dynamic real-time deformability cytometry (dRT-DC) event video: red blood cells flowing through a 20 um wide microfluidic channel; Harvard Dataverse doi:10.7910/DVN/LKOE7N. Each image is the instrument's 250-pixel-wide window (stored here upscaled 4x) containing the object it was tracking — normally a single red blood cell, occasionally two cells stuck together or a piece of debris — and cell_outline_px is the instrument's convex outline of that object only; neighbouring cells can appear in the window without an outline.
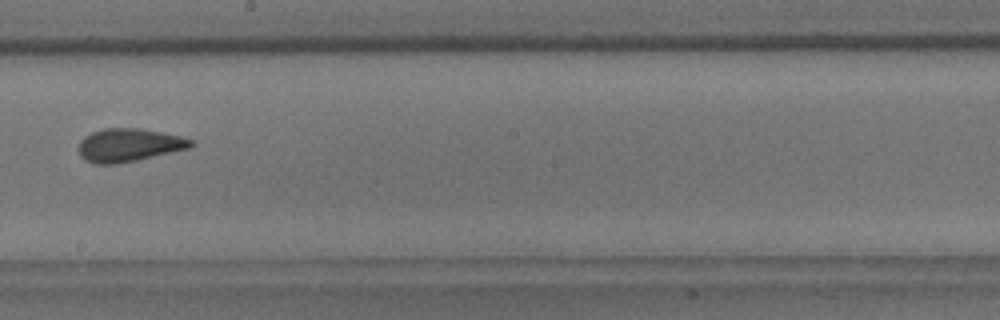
{"species": "common noctule bat (a hibernating species)", "species_latin": "Nyctalus noctula", "temperature_condition": "room temperature", "stored_images_in_passage": 9, "camera_frame_rate_fps": 3000, "um_per_image_px": 0.085, "animal": {"sex": "male", "body_mass_g": 18.8}, "frame": {"image": 1, "passage_image": 9, "time_ms": 11.0, "image_size_px": [1000, 320], "cell_outline_px": [[196, 144], [192, 148], [136, 160], [116, 164], [92, 164], [84, 160], [80, 156], [80, 140], [84, 136], [92, 132], [104, 128], [140, 128], [180, 136], [192, 140]], "centroid_in_image_um": [10.97, 12.34], "position_along_channel_um": 237.2, "area_um2": 21.79}}